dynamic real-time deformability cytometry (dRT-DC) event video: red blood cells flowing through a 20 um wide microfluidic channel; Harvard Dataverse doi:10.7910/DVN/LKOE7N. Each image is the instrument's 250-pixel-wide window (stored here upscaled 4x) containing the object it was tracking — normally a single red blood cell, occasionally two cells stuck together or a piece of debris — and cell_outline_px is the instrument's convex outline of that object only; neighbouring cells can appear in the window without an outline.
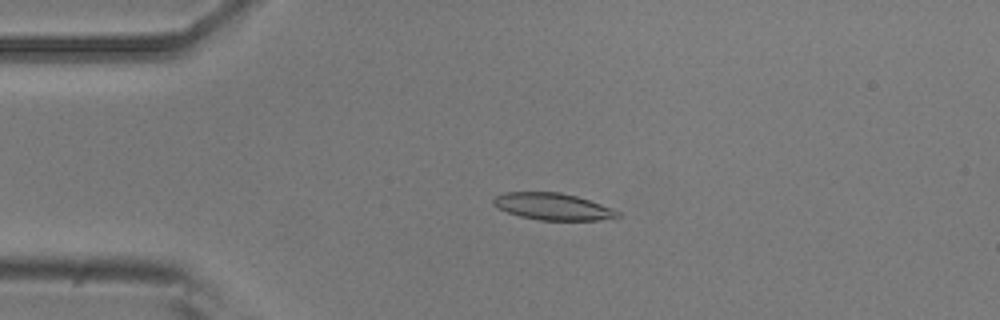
{"species": "common noctule bat (a hibernating species)", "species_latin": "Nyctalus noctula", "temperature_condition": "room temperature", "stored_images_in_passage": 51, "camera_frame_rate_fps": 3000, "um_per_image_px": 0.085, "animal": {"sex": "male", "body_mass_g": 20.5, "forearm_length_mm": 52.5}, "frame": {"image": 1, "passage_image": 11, "time_ms": 3.333, "image_size_px": [1000, 320], "cell_outline_px": [[624, 216], [600, 220], [540, 220], [520, 216], [496, 208], [492, 204], [492, 200], [496, 196], [504, 192], [560, 192], [576, 196], [612, 208], [620, 212]], "centroid_in_image_um": [46.98, 17.56], "position_along_channel_um": 38.0, "area_um2": 19.48}}
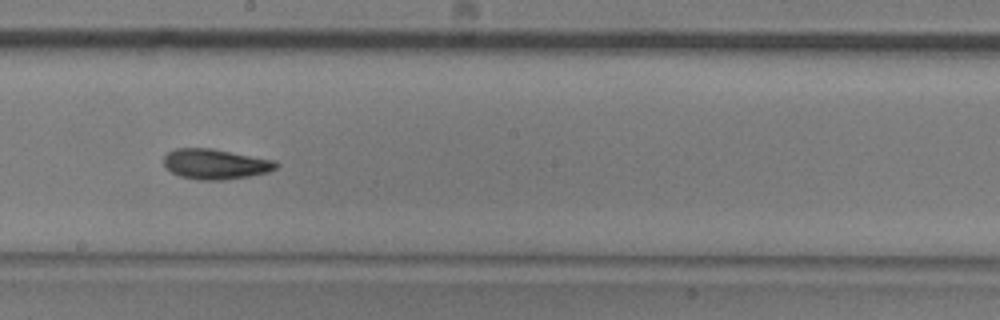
{"frame": {"image": 2, "passage_image": 28, "time_ms": 9.0, "image_size_px": [1000, 320], "cell_outline_px": [[280, 164], [276, 168], [268, 172], [248, 176], [224, 180], [196, 180], [180, 176], [172, 172], [164, 164], [164, 156], [168, 152], [176, 148], [212, 148], [276, 160]], "centroid_in_image_um": [18.33, 13.94], "position_along_channel_um": 229.9, "area_um2": 19.88}}
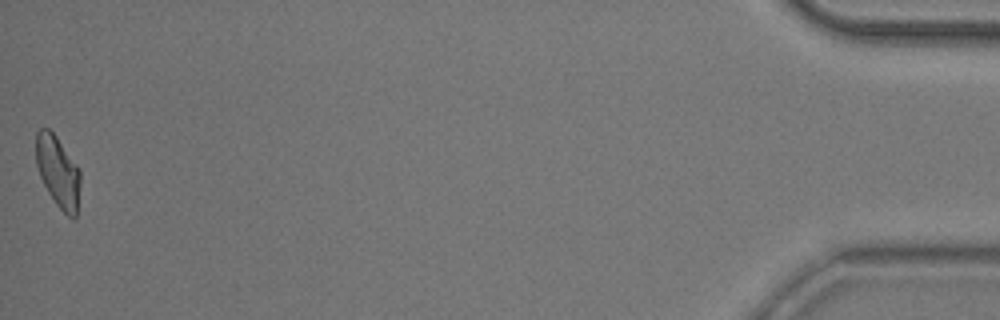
{"frame": {"image": 3, "passage_image": 51, "time_ms": 16.667, "image_size_px": [1000, 320], "cell_outline_px": [[80, 184], [76, 216], [72, 220], [56, 204], [48, 192], [40, 176], [36, 164], [36, 132], [40, 128], [48, 128], [56, 136], [80, 168]], "centroid_in_image_um": [4.93, 14.58], "position_along_channel_um": 430.3, "area_um2": 18.44}, "authors_computed_cell_mechanics": {"area_um2": 19.3052, "velocity_mm_per_s": 3.8948, "shape_relaxation_time_tau1_ms": 5.6213, "shape_relaxation_time_tau2_ms": 2.6871, "deformation_change_tau1": 0.1627, "deformation_change_tau2": 0.0933}}